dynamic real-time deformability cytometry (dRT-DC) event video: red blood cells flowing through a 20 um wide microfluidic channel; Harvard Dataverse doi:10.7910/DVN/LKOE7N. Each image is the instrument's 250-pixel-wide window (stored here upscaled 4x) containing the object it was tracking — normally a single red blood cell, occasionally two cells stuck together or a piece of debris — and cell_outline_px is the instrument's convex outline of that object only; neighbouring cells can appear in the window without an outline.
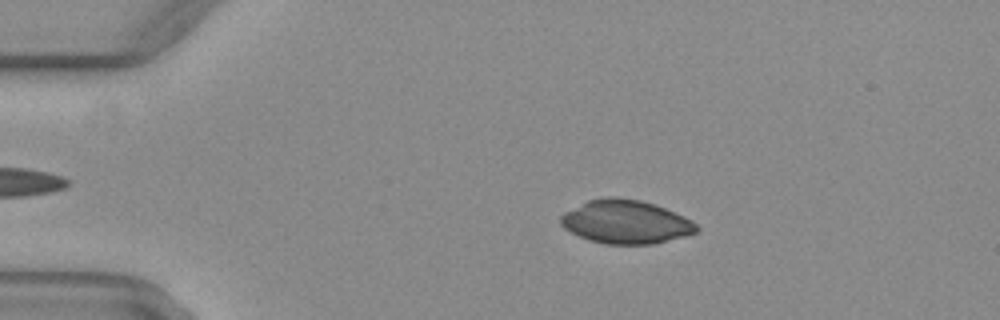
{"species": "common noctule bat (a hibernating species)", "species_latin": "Nyctalus noctula", "temperature_condition": "warm", "stored_images_in_passage": 43, "camera_frame_rate_fps": 3000, "um_per_image_px": 0.085, "animal": {"sex": "female", "body_mass_g": 29.2, "forearm_length_mm": 56.3}, "frame": {"image": 1, "passage_image": 9, "time_ms": 2.667, "image_size_px": [1000, 320], "cell_outline_px": [[700, 228], [696, 232], [684, 236], [652, 244], [604, 244], [588, 240], [564, 228], [560, 224], [560, 216], [564, 212], [588, 200], [608, 196], [616, 196], [640, 200], [656, 204], [684, 216], [692, 220]], "centroid_in_image_um": [53.18, 18.85], "position_along_channel_um": 31.8, "area_um2": 34.56}}